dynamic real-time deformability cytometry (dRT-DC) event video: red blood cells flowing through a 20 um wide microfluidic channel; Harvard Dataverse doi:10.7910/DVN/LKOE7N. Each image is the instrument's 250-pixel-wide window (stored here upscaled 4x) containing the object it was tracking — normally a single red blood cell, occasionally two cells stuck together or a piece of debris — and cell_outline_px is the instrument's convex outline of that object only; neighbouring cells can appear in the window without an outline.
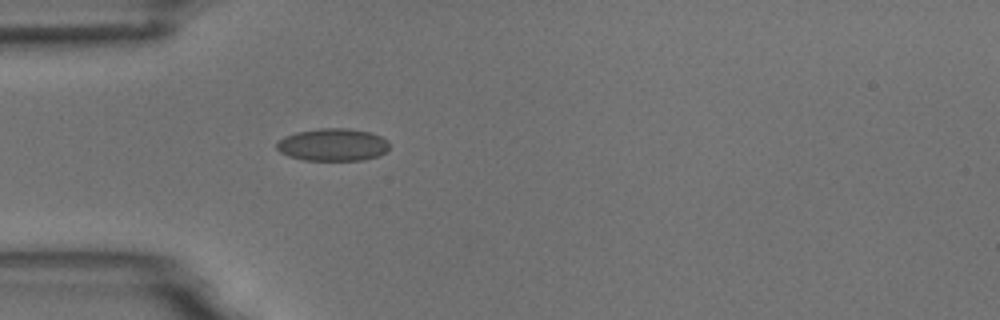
{"species": "common noctule bat (a hibernating species)", "species_latin": "Nyctalus noctula", "temperature_condition": "room temperature", "stored_images_in_passage": 1, "camera_frame_rate_fps": 3000, "um_per_image_px": 0.085, "animal": {"sex": "male", "body_mass_g": 18.8}, "frame": {"image": 1, "passage_image": 1, "time_ms": 0.0, "image_size_px": [1000, 320], "cell_outline_px": [[388, 148], [380, 156], [364, 160], [304, 160], [288, 156], [280, 152], [276, 148], [276, 144], [280, 140], [296, 132], [320, 128], [348, 128], [368, 132], [380, 136], [388, 140]], "centroid_in_image_um": [28.3, 12.31], "position_along_channel_um": 56.7, "area_um2": 21.27}}